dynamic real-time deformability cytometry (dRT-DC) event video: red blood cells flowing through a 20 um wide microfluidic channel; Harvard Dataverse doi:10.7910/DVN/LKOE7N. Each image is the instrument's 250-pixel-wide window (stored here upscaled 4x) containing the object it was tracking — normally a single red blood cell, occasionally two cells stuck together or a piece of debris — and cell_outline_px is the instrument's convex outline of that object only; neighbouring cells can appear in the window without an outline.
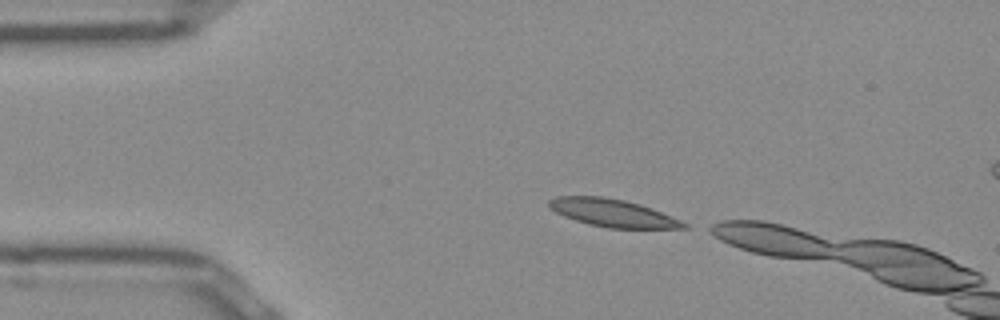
{"species": "Egyptian fruit bat (a non-hibernating species)", "species_latin": "Rousettus aegyptiacus", "temperature_condition": "room temperature", "stored_images_in_passage": 5, "camera_frame_rate_fps": 3000, "um_per_image_px": 0.085, "frame": {"image": 1, "passage_image": 1, "time_ms": 0.0, "image_size_px": [1000, 320], "cell_outline_px": [[688, 228], [608, 228], [588, 224], [564, 216], [548, 208], [548, 200], [556, 196], [604, 196], [624, 200], [640, 204], [652, 208], [680, 220], [688, 224]], "centroid_in_image_um": [52.05, 18.09], "position_along_channel_um": 33.0, "area_um2": 21.73}}